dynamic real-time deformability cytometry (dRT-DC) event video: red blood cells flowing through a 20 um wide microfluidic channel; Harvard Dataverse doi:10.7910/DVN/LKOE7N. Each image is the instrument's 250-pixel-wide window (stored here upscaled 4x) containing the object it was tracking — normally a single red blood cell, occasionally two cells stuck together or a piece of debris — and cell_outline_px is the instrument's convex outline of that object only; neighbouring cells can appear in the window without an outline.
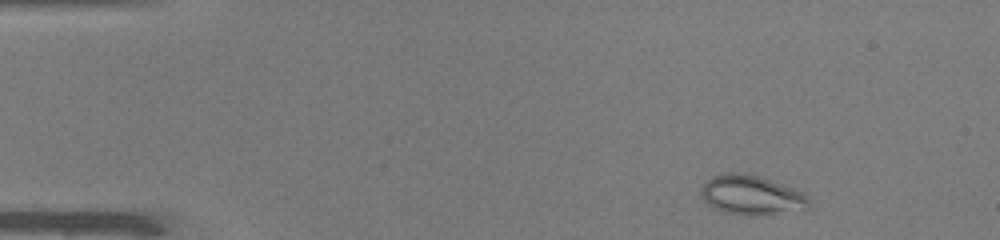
{"species": "common noctule bat (a hibernating species)", "species_latin": "Nyctalus noctula", "temperature_condition": "warm", "stored_images_in_passage": 46, "camera_frame_rate_fps": 3000, "um_per_image_px": 0.085, "animal": {"sex": "male", "body_mass_g": 19.0, "forearm_length_mm": 50.8}, "frame": {"image": 1, "passage_image": 3, "time_ms": 0.667, "image_size_px": [1000, 240], "cell_outline_px": [[808, 208], [772, 212], [724, 212], [708, 204], [700, 196], [700, 192], [704, 184], [712, 176], [728, 172], [744, 172], [760, 176], [796, 188], [804, 192], [808, 196]], "centroid_in_image_um": [63.85, 16.49], "position_along_channel_um": 21.1, "area_um2": 23.87}}
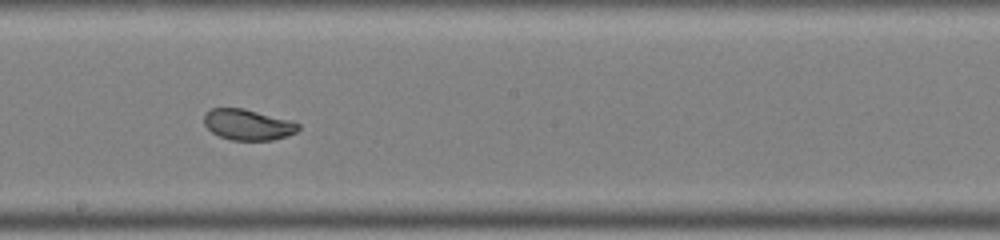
{"frame": {"image": 2, "passage_image": 25, "time_ms": 8.0, "image_size_px": [1000, 240], "cell_outline_px": [[300, 128], [296, 132], [272, 140], [232, 140], [220, 136], [212, 132], [204, 124], [204, 116], [212, 108], [244, 108], [288, 120], [300, 124]], "centroid_in_image_um": [21.05, 10.59], "position_along_channel_um": 227.1, "area_um2": 16.65}}
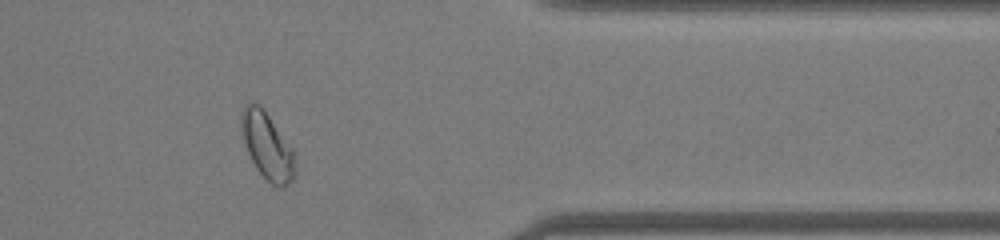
{"frame": {"image": 3, "passage_image": 38, "time_ms": 12.333, "image_size_px": [1000, 240], "cell_outline_px": [[296, 176], [284, 188], [276, 188], [256, 168], [248, 152], [244, 140], [240, 124], [240, 116], [244, 108], [252, 100], [260, 104], [292, 148], [296, 168]], "centroid_in_image_um": [22.73, 12.42], "position_along_channel_um": 388.7, "area_um2": 20.81}, "authors_computed_cell_mechanics": {"area_um2": 20.1144, "velocity_mm_per_s": 4.0814, "shape_relaxation_time_tau1_ms": 3.9346, "shape_relaxation_time_tau2_ms": null, "deformation_change_tau1": 0.1224, "deformation_change_tau2": null}}